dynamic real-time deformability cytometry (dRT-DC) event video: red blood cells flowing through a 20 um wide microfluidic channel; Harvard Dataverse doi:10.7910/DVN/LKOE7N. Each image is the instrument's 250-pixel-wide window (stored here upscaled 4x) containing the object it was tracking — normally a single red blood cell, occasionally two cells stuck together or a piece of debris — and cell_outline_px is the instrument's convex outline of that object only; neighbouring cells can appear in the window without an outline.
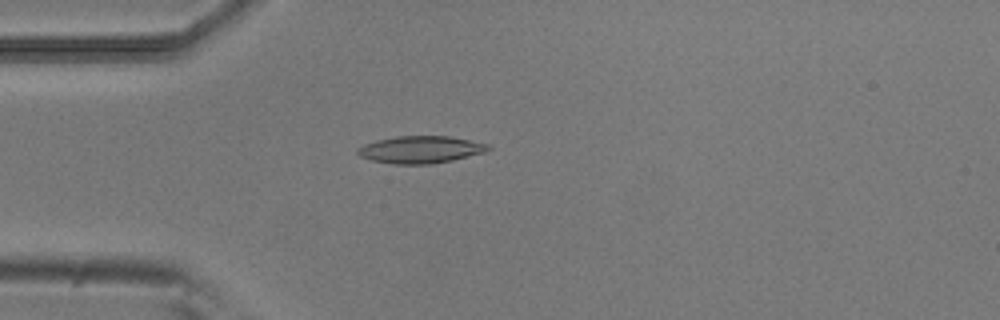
{"species": "common noctule bat (a hibernating species)", "species_latin": "Nyctalus noctula", "temperature_condition": "room temperature", "stored_images_in_passage": 44, "camera_frame_rate_fps": 3000, "um_per_image_px": 0.085, "animal": {"sex": "male", "body_mass_g": 20.5, "forearm_length_mm": 52.5}, "frame": {"image": 1, "passage_image": 6, "time_ms": 1.667, "image_size_px": [1000, 320], "cell_outline_px": [[492, 148], [484, 152], [452, 160], [428, 164], [392, 164], [372, 160], [360, 156], [356, 152], [356, 148], [364, 144], [376, 140], [396, 136], [448, 136], [488, 144]], "centroid_in_image_um": [35.7, 12.71], "position_along_channel_um": 49.3, "area_um2": 20.58}}
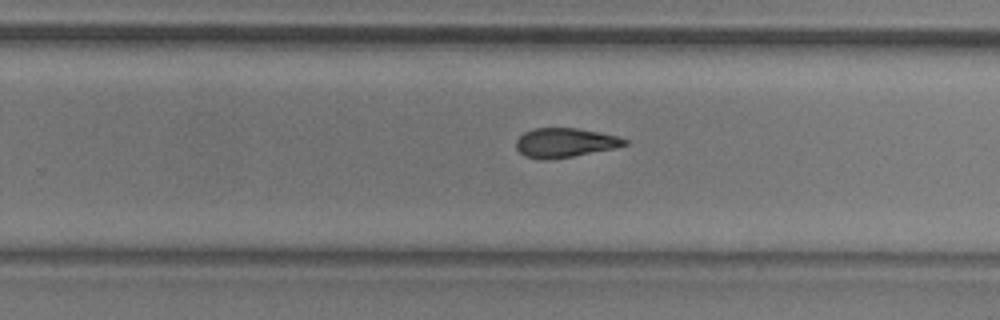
{"frame": {"image": 2, "passage_image": 25, "time_ms": 8.0, "image_size_px": [1000, 320], "cell_outline_px": [[628, 144], [616, 148], [572, 156], [544, 160], [524, 156], [516, 148], [516, 140], [524, 132], [532, 128], [576, 128], [616, 136], [628, 140]], "centroid_in_image_um": [47.99, 12.13], "position_along_channel_um": 281.8, "area_um2": 18.38}}
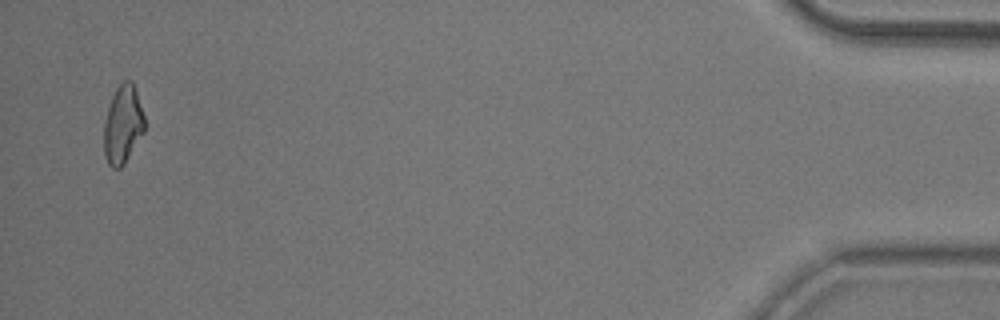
{"frame": {"image": 3, "passage_image": 43, "time_ms": 14.0, "image_size_px": [1000, 320], "cell_outline_px": [[144, 132], [124, 164], [120, 168], [112, 168], [108, 164], [104, 152], [104, 124], [108, 108], [112, 96], [116, 88], [124, 80], [132, 80], [144, 116]], "centroid_in_image_um": [10.43, 10.6], "position_along_channel_um": 424.8, "area_um2": 18.32}, "authors_computed_cell_mechanics": {"area_um2": 18.9873, "velocity_mm_per_s": 3.8272, "shape_relaxation_time_tau1_ms": 9.6083, "shape_relaxation_time_tau2_ms": 4.7591, "deformation_change_tau1": 0.2123, "deformation_change_tau2": 0.1365}}